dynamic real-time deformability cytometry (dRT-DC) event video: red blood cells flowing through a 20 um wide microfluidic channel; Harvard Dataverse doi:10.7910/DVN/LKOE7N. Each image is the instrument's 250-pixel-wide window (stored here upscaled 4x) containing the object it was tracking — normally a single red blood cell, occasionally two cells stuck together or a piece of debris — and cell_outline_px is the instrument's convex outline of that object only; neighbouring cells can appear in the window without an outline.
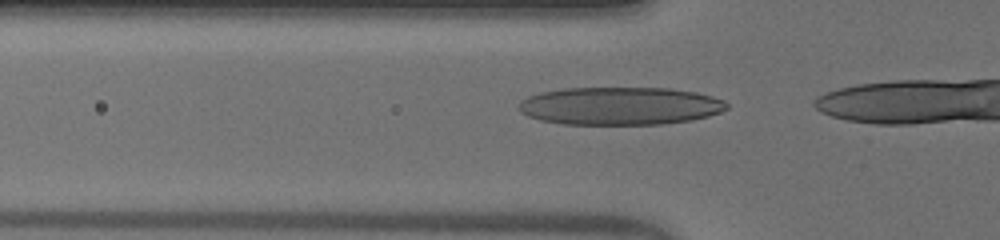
{"species": "human", "species_latin": "Homo sapiens", "temperature_condition": "warm", "stored_images_in_passage": 14, "camera_frame_rate_fps": 3000, "um_per_image_px": 0.085, "donor": {"sex": "male"}, "frame": {"image": 1, "passage_image": 11, "time_ms": 3.333, "image_size_px": [1000, 240], "cell_outline_px": [[728, 108], [720, 112], [708, 116], [692, 120], [664, 124], [564, 124], [540, 120], [528, 116], [520, 112], [520, 100], [528, 96], [540, 92], [560, 88], [668, 88], [696, 92], [712, 96], [724, 100], [728, 104]], "centroid_in_image_um": [52.7, 9.0], "position_along_channel_um": 73.1, "area_um2": 46.12}}